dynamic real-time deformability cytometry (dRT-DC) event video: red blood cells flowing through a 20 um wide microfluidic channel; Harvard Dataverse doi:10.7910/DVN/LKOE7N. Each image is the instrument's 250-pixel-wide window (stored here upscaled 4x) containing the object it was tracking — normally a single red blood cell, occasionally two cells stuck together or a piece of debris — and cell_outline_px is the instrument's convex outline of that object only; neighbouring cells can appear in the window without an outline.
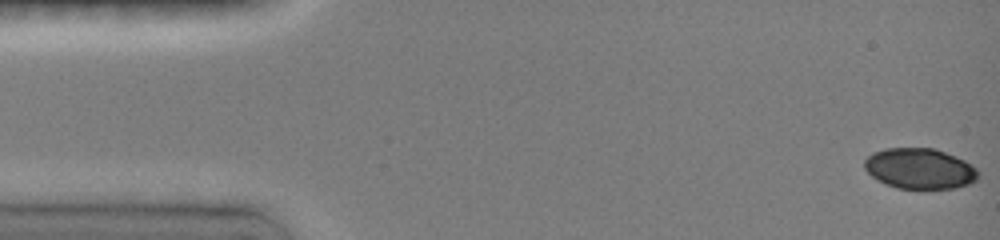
{"species": "common noctule bat (a hibernating species)", "species_latin": "Nyctalus noctula", "temperature_condition": "room temperature", "stored_images_in_passage": 37, "camera_frame_rate_fps": 3000, "um_per_image_px": 0.085, "animal": {"sex": "female", "body_mass_g": 19.0, "forearm_length_mm": 51.5}, "frame": {"image": 1, "passage_image": 1, "time_ms": 0.0, "image_size_px": [1000, 240], "cell_outline_px": [[980, 176], [976, 180], [968, 184], [956, 188], [896, 188], [884, 184], [872, 176], [864, 168], [864, 160], [872, 152], [884, 148], [932, 148], [956, 156], [964, 160], [976, 168], [980, 172]], "centroid_in_image_um": [78.17, 14.33], "position_along_channel_um": 6.8, "area_um2": 26.99}}
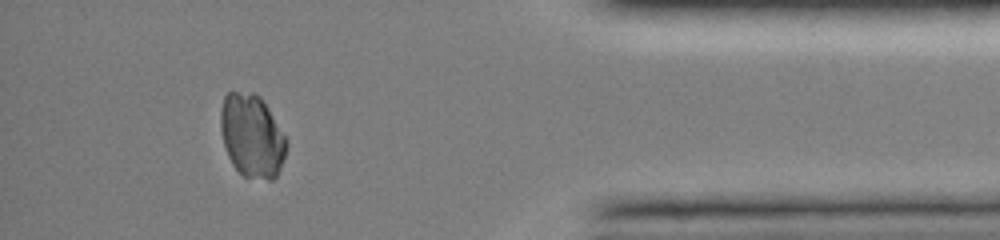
{"frame": {"image": 2, "passage_image": 33, "time_ms": 14.0, "image_size_px": [1000, 240], "cell_outline_px": [[288, 144], [280, 168], [276, 176], [272, 180], [268, 180], [244, 176], [232, 164], [228, 156], [224, 144], [220, 128], [220, 112], [224, 96], [228, 92], [252, 92], [260, 96], [268, 108], [284, 136]], "centroid_in_image_um": [21.39, 11.54], "position_along_channel_um": 413.8, "area_um2": 31.67}}